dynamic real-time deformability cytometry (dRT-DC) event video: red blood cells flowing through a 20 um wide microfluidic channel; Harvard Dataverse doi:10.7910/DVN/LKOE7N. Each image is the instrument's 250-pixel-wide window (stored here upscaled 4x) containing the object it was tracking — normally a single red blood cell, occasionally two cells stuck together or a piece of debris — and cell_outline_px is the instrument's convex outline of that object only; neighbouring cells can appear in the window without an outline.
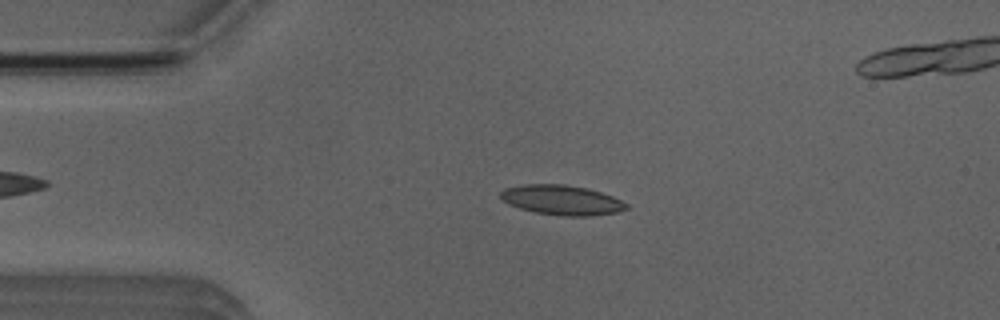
{"species": "Egyptian fruit bat (a non-hibernating species)", "species_latin": "Rousettus aegyptiacus", "temperature_condition": "room temperature", "stored_images_in_passage": 51, "camera_frame_rate_fps": 3000, "um_per_image_px": 0.085, "animal": {"sex": "male"}, "frame": {"image": 1, "passage_image": 10, "time_ms": 3.0, "image_size_px": [1000, 320], "cell_outline_px": [[628, 208], [616, 212], [588, 216], [564, 216], [536, 212], [520, 208], [508, 204], [500, 196], [500, 192], [504, 188], [524, 184], [564, 184], [588, 188], [612, 196], [628, 204]], "centroid_in_image_um": [47.74, 16.99], "position_along_channel_um": 37.3, "area_um2": 21.73}}
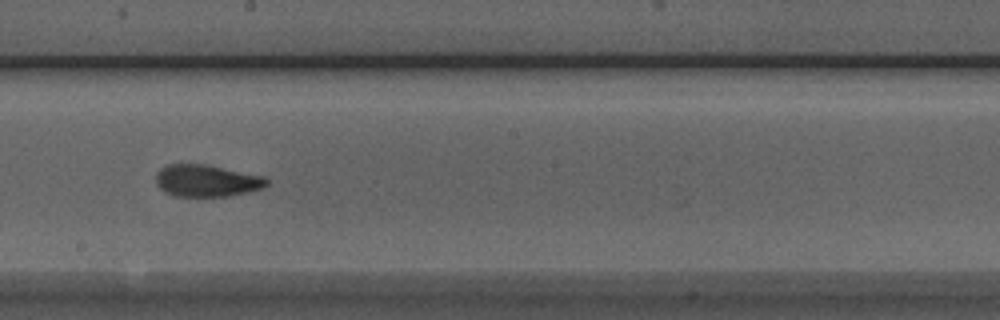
{"frame": {"image": 2, "passage_image": 27, "time_ms": 8.667, "image_size_px": [1000, 320], "cell_outline_px": [[268, 184], [264, 188], [228, 196], [172, 196], [164, 192], [156, 184], [156, 172], [160, 168], [168, 164], [208, 164], [264, 176], [268, 180]], "centroid_in_image_um": [17.55, 15.35], "position_along_channel_um": 230.6, "area_um2": 20.87}}
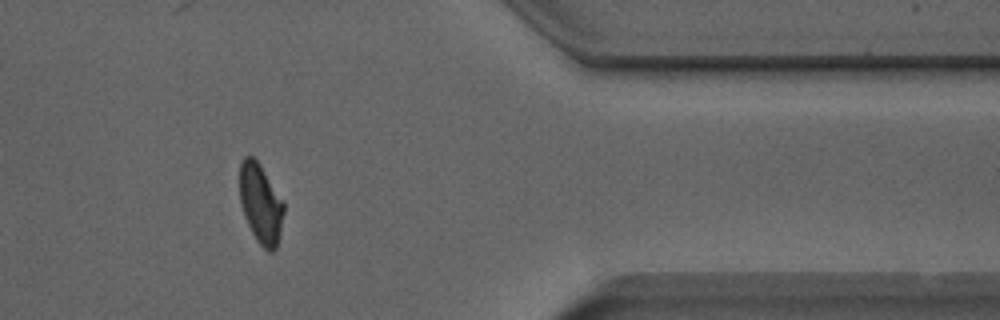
{"frame": {"image": 3, "passage_image": 41, "time_ms": 13.333, "image_size_px": [1000, 320], "cell_outline_px": [[284, 212], [280, 236], [276, 248], [272, 252], [268, 252], [256, 240], [244, 216], [240, 204], [240, 164], [244, 156], [252, 156], [260, 164], [284, 200]], "centroid_in_image_um": [22.17, 17.32], "position_along_channel_um": 389.2, "area_um2": 20.69}, "authors_computed_cell_mechanics": {"area_um2": 20.8658, "velocity_mm_per_s": 3.9269, "shape_relaxation_time_tau1_ms": 6.2888, "shape_relaxation_time_tau2_ms": 1.5317, "deformation_change_tau1": 0.1869, "deformation_change_tau2": 0.0725}}